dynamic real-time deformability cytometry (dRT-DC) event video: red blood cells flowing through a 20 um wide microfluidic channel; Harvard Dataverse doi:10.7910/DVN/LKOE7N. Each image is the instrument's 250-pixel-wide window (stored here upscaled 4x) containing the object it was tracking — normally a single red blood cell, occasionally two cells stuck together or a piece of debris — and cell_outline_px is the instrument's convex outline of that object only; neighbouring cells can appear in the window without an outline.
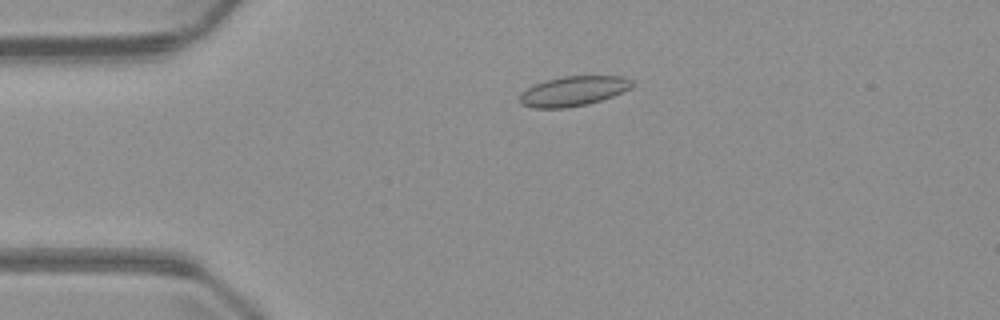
{"species": "common noctule bat (a hibernating species)", "species_latin": "Nyctalus noctula", "temperature_condition": "warm", "stored_images_in_passage": 5, "camera_frame_rate_fps": 3000, "um_per_image_px": 0.085, "animal": {"sex": "male", "body_mass_g": 23.1, "forearm_length_mm": 52.7}, "frame": {"image": 1, "passage_image": 4, "time_ms": 3.333, "image_size_px": [1000, 320], "cell_outline_px": [[636, 84], [632, 88], [612, 96], [588, 104], [564, 108], [532, 108], [520, 104], [520, 96], [528, 88], [536, 84], [548, 80], [564, 76], [624, 76], [632, 80]], "centroid_in_image_um": [48.79, 7.74], "position_along_channel_um": 36.2, "area_um2": 19.42}}